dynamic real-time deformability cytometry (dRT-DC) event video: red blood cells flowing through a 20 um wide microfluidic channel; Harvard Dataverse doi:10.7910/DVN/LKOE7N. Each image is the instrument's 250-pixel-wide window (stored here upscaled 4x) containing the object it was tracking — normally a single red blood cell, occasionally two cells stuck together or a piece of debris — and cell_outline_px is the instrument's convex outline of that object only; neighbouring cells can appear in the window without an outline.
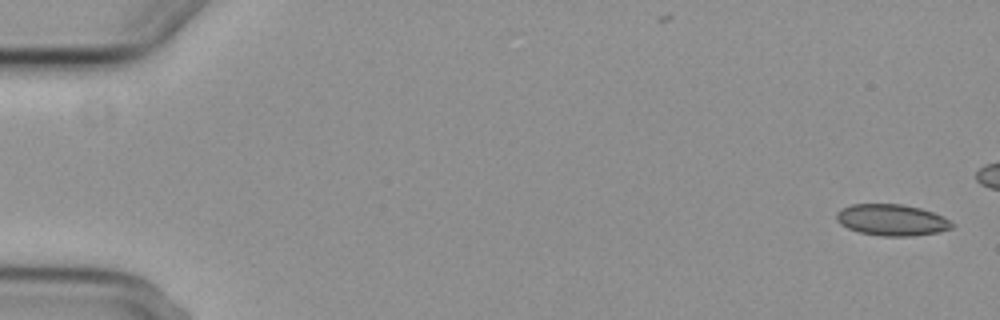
{"species": "common noctule bat (a hibernating species)", "species_latin": "Nyctalus noctula", "temperature_condition": "cold", "stored_images_in_passage": 6, "camera_frame_rate_fps": 3000, "um_per_image_px": 0.085, "animal": {"sex": "female", "body_mass_g": 29.2, "forearm_length_mm": 56.3}, "frame": {"image": 1, "passage_image": 1, "time_ms": 0.0, "image_size_px": [1000, 320], "cell_outline_px": [[952, 228], [936, 232], [912, 236], [880, 236], [860, 232], [848, 228], [840, 224], [836, 220], [836, 212], [840, 208], [852, 204], [900, 204], [920, 208], [944, 216], [952, 224]], "centroid_in_image_um": [75.75, 18.69], "position_along_channel_um": 9.2, "area_um2": 21.04}}